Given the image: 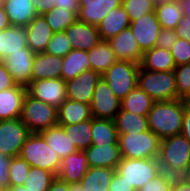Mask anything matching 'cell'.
<instances>
[{"instance_id": "1", "label": "cell", "mask_w": 190, "mask_h": 191, "mask_svg": "<svg viewBox=\"0 0 190 191\" xmlns=\"http://www.w3.org/2000/svg\"><path fill=\"white\" fill-rule=\"evenodd\" d=\"M189 104L183 99L155 101L147 114L149 130L160 139L181 134L183 114Z\"/></svg>"}, {"instance_id": "2", "label": "cell", "mask_w": 190, "mask_h": 191, "mask_svg": "<svg viewBox=\"0 0 190 191\" xmlns=\"http://www.w3.org/2000/svg\"><path fill=\"white\" fill-rule=\"evenodd\" d=\"M161 171L174 177L190 175V142L182 135L161 139L159 150Z\"/></svg>"}, {"instance_id": "3", "label": "cell", "mask_w": 190, "mask_h": 191, "mask_svg": "<svg viewBox=\"0 0 190 191\" xmlns=\"http://www.w3.org/2000/svg\"><path fill=\"white\" fill-rule=\"evenodd\" d=\"M137 86L154 101L177 99V86L174 70L157 72L139 68Z\"/></svg>"}, {"instance_id": "4", "label": "cell", "mask_w": 190, "mask_h": 191, "mask_svg": "<svg viewBox=\"0 0 190 191\" xmlns=\"http://www.w3.org/2000/svg\"><path fill=\"white\" fill-rule=\"evenodd\" d=\"M30 166L53 172L57 175L59 155L52 149L40 133H30L19 154Z\"/></svg>"}, {"instance_id": "5", "label": "cell", "mask_w": 190, "mask_h": 191, "mask_svg": "<svg viewBox=\"0 0 190 191\" xmlns=\"http://www.w3.org/2000/svg\"><path fill=\"white\" fill-rule=\"evenodd\" d=\"M58 109L25 94L20 119L31 133H40L58 125Z\"/></svg>"}, {"instance_id": "6", "label": "cell", "mask_w": 190, "mask_h": 191, "mask_svg": "<svg viewBox=\"0 0 190 191\" xmlns=\"http://www.w3.org/2000/svg\"><path fill=\"white\" fill-rule=\"evenodd\" d=\"M118 135V143L122 158H159L161 139L157 137L151 130L141 133Z\"/></svg>"}, {"instance_id": "7", "label": "cell", "mask_w": 190, "mask_h": 191, "mask_svg": "<svg viewBox=\"0 0 190 191\" xmlns=\"http://www.w3.org/2000/svg\"><path fill=\"white\" fill-rule=\"evenodd\" d=\"M116 172L137 191L161 172L158 159L122 158Z\"/></svg>"}, {"instance_id": "8", "label": "cell", "mask_w": 190, "mask_h": 191, "mask_svg": "<svg viewBox=\"0 0 190 191\" xmlns=\"http://www.w3.org/2000/svg\"><path fill=\"white\" fill-rule=\"evenodd\" d=\"M140 64L118 60L101 77L109 85L117 98L122 100L137 87Z\"/></svg>"}, {"instance_id": "9", "label": "cell", "mask_w": 190, "mask_h": 191, "mask_svg": "<svg viewBox=\"0 0 190 191\" xmlns=\"http://www.w3.org/2000/svg\"><path fill=\"white\" fill-rule=\"evenodd\" d=\"M30 133L20 118L0 120V154L9 158L19 156Z\"/></svg>"}, {"instance_id": "10", "label": "cell", "mask_w": 190, "mask_h": 191, "mask_svg": "<svg viewBox=\"0 0 190 191\" xmlns=\"http://www.w3.org/2000/svg\"><path fill=\"white\" fill-rule=\"evenodd\" d=\"M91 114L96 119L114 120L120 111V99L115 96L109 85L101 77L94 89L90 102Z\"/></svg>"}, {"instance_id": "11", "label": "cell", "mask_w": 190, "mask_h": 191, "mask_svg": "<svg viewBox=\"0 0 190 191\" xmlns=\"http://www.w3.org/2000/svg\"><path fill=\"white\" fill-rule=\"evenodd\" d=\"M27 93L57 109L67 99L66 83L62 78L32 81L27 86Z\"/></svg>"}, {"instance_id": "12", "label": "cell", "mask_w": 190, "mask_h": 191, "mask_svg": "<svg viewBox=\"0 0 190 191\" xmlns=\"http://www.w3.org/2000/svg\"><path fill=\"white\" fill-rule=\"evenodd\" d=\"M34 56L35 52L27 46L22 48L21 51L8 54L2 59V63L12 75L16 84L25 87L30 84Z\"/></svg>"}, {"instance_id": "13", "label": "cell", "mask_w": 190, "mask_h": 191, "mask_svg": "<svg viewBox=\"0 0 190 191\" xmlns=\"http://www.w3.org/2000/svg\"><path fill=\"white\" fill-rule=\"evenodd\" d=\"M129 27L143 53L156 46L161 25L155 11L143 15L138 20L131 21Z\"/></svg>"}, {"instance_id": "14", "label": "cell", "mask_w": 190, "mask_h": 191, "mask_svg": "<svg viewBox=\"0 0 190 191\" xmlns=\"http://www.w3.org/2000/svg\"><path fill=\"white\" fill-rule=\"evenodd\" d=\"M100 79L101 75L90 69L66 81L67 99L90 104L94 89Z\"/></svg>"}, {"instance_id": "15", "label": "cell", "mask_w": 190, "mask_h": 191, "mask_svg": "<svg viewBox=\"0 0 190 191\" xmlns=\"http://www.w3.org/2000/svg\"><path fill=\"white\" fill-rule=\"evenodd\" d=\"M107 42L118 60L131 61L137 64L141 63L143 52L130 27L108 39Z\"/></svg>"}, {"instance_id": "16", "label": "cell", "mask_w": 190, "mask_h": 191, "mask_svg": "<svg viewBox=\"0 0 190 191\" xmlns=\"http://www.w3.org/2000/svg\"><path fill=\"white\" fill-rule=\"evenodd\" d=\"M64 32L71 43L72 49L88 51L101 41L97 26L76 21Z\"/></svg>"}, {"instance_id": "17", "label": "cell", "mask_w": 190, "mask_h": 191, "mask_svg": "<svg viewBox=\"0 0 190 191\" xmlns=\"http://www.w3.org/2000/svg\"><path fill=\"white\" fill-rule=\"evenodd\" d=\"M88 168L86 153L83 150H77L61 159L56 177L67 184L79 183Z\"/></svg>"}, {"instance_id": "18", "label": "cell", "mask_w": 190, "mask_h": 191, "mask_svg": "<svg viewBox=\"0 0 190 191\" xmlns=\"http://www.w3.org/2000/svg\"><path fill=\"white\" fill-rule=\"evenodd\" d=\"M121 5L122 0H80L78 21L97 26L112 9Z\"/></svg>"}, {"instance_id": "19", "label": "cell", "mask_w": 190, "mask_h": 191, "mask_svg": "<svg viewBox=\"0 0 190 191\" xmlns=\"http://www.w3.org/2000/svg\"><path fill=\"white\" fill-rule=\"evenodd\" d=\"M27 87L16 84L0 91V120H12L21 117L22 104Z\"/></svg>"}, {"instance_id": "20", "label": "cell", "mask_w": 190, "mask_h": 191, "mask_svg": "<svg viewBox=\"0 0 190 191\" xmlns=\"http://www.w3.org/2000/svg\"><path fill=\"white\" fill-rule=\"evenodd\" d=\"M84 152L89 167L116 169L122 160L119 145H91Z\"/></svg>"}, {"instance_id": "21", "label": "cell", "mask_w": 190, "mask_h": 191, "mask_svg": "<svg viewBox=\"0 0 190 191\" xmlns=\"http://www.w3.org/2000/svg\"><path fill=\"white\" fill-rule=\"evenodd\" d=\"M63 58L46 54L45 52L35 53L32 67L31 82L42 79L61 78Z\"/></svg>"}, {"instance_id": "22", "label": "cell", "mask_w": 190, "mask_h": 191, "mask_svg": "<svg viewBox=\"0 0 190 191\" xmlns=\"http://www.w3.org/2000/svg\"><path fill=\"white\" fill-rule=\"evenodd\" d=\"M27 46L35 53L44 52L53 32L42 15H37L26 27Z\"/></svg>"}, {"instance_id": "23", "label": "cell", "mask_w": 190, "mask_h": 191, "mask_svg": "<svg viewBox=\"0 0 190 191\" xmlns=\"http://www.w3.org/2000/svg\"><path fill=\"white\" fill-rule=\"evenodd\" d=\"M130 26V19L123 6L112 9L97 25L101 40H108Z\"/></svg>"}, {"instance_id": "24", "label": "cell", "mask_w": 190, "mask_h": 191, "mask_svg": "<svg viewBox=\"0 0 190 191\" xmlns=\"http://www.w3.org/2000/svg\"><path fill=\"white\" fill-rule=\"evenodd\" d=\"M4 10L11 26L26 27L38 14L31 0H5Z\"/></svg>"}, {"instance_id": "25", "label": "cell", "mask_w": 190, "mask_h": 191, "mask_svg": "<svg viewBox=\"0 0 190 191\" xmlns=\"http://www.w3.org/2000/svg\"><path fill=\"white\" fill-rule=\"evenodd\" d=\"M58 125L77 124L91 120L90 104L66 99L58 108Z\"/></svg>"}, {"instance_id": "26", "label": "cell", "mask_w": 190, "mask_h": 191, "mask_svg": "<svg viewBox=\"0 0 190 191\" xmlns=\"http://www.w3.org/2000/svg\"><path fill=\"white\" fill-rule=\"evenodd\" d=\"M27 47L26 28L10 26L0 31V62L10 53Z\"/></svg>"}, {"instance_id": "27", "label": "cell", "mask_w": 190, "mask_h": 191, "mask_svg": "<svg viewBox=\"0 0 190 191\" xmlns=\"http://www.w3.org/2000/svg\"><path fill=\"white\" fill-rule=\"evenodd\" d=\"M41 136L44 138L48 146L52 148L60 159L65 158L69 154L77 151L75 145L71 142L64 129L60 125L50 127L42 132Z\"/></svg>"}, {"instance_id": "28", "label": "cell", "mask_w": 190, "mask_h": 191, "mask_svg": "<svg viewBox=\"0 0 190 191\" xmlns=\"http://www.w3.org/2000/svg\"><path fill=\"white\" fill-rule=\"evenodd\" d=\"M140 67L146 70L165 72L174 70L176 65L170 51L155 46L143 53Z\"/></svg>"}, {"instance_id": "29", "label": "cell", "mask_w": 190, "mask_h": 191, "mask_svg": "<svg viewBox=\"0 0 190 191\" xmlns=\"http://www.w3.org/2000/svg\"><path fill=\"white\" fill-rule=\"evenodd\" d=\"M116 169L89 167L80 183L84 191H108Z\"/></svg>"}, {"instance_id": "30", "label": "cell", "mask_w": 190, "mask_h": 191, "mask_svg": "<svg viewBox=\"0 0 190 191\" xmlns=\"http://www.w3.org/2000/svg\"><path fill=\"white\" fill-rule=\"evenodd\" d=\"M92 145H119L114 120L91 119Z\"/></svg>"}, {"instance_id": "31", "label": "cell", "mask_w": 190, "mask_h": 191, "mask_svg": "<svg viewBox=\"0 0 190 191\" xmlns=\"http://www.w3.org/2000/svg\"><path fill=\"white\" fill-rule=\"evenodd\" d=\"M90 69L103 75L107 69L118 61L114 51L106 40H101L99 43L88 50Z\"/></svg>"}, {"instance_id": "32", "label": "cell", "mask_w": 190, "mask_h": 191, "mask_svg": "<svg viewBox=\"0 0 190 191\" xmlns=\"http://www.w3.org/2000/svg\"><path fill=\"white\" fill-rule=\"evenodd\" d=\"M118 134H134L149 130L147 115L120 110L114 118Z\"/></svg>"}, {"instance_id": "33", "label": "cell", "mask_w": 190, "mask_h": 191, "mask_svg": "<svg viewBox=\"0 0 190 191\" xmlns=\"http://www.w3.org/2000/svg\"><path fill=\"white\" fill-rule=\"evenodd\" d=\"M61 78L66 82L80 73L90 70L88 51L72 49L62 61Z\"/></svg>"}, {"instance_id": "34", "label": "cell", "mask_w": 190, "mask_h": 191, "mask_svg": "<svg viewBox=\"0 0 190 191\" xmlns=\"http://www.w3.org/2000/svg\"><path fill=\"white\" fill-rule=\"evenodd\" d=\"M157 20L161 28L175 29L185 15L182 0H173L155 7Z\"/></svg>"}, {"instance_id": "35", "label": "cell", "mask_w": 190, "mask_h": 191, "mask_svg": "<svg viewBox=\"0 0 190 191\" xmlns=\"http://www.w3.org/2000/svg\"><path fill=\"white\" fill-rule=\"evenodd\" d=\"M154 100L138 86L126 97L120 100V110H127L139 115H147L151 110Z\"/></svg>"}, {"instance_id": "36", "label": "cell", "mask_w": 190, "mask_h": 191, "mask_svg": "<svg viewBox=\"0 0 190 191\" xmlns=\"http://www.w3.org/2000/svg\"><path fill=\"white\" fill-rule=\"evenodd\" d=\"M60 126H62L67 137H69L77 150L84 151L92 145L91 120Z\"/></svg>"}, {"instance_id": "37", "label": "cell", "mask_w": 190, "mask_h": 191, "mask_svg": "<svg viewBox=\"0 0 190 191\" xmlns=\"http://www.w3.org/2000/svg\"><path fill=\"white\" fill-rule=\"evenodd\" d=\"M49 24L53 33L63 32L71 24L78 20V11H68L60 7H54L51 11L42 15Z\"/></svg>"}, {"instance_id": "38", "label": "cell", "mask_w": 190, "mask_h": 191, "mask_svg": "<svg viewBox=\"0 0 190 191\" xmlns=\"http://www.w3.org/2000/svg\"><path fill=\"white\" fill-rule=\"evenodd\" d=\"M55 178L53 172L31 166L24 186L30 191H47Z\"/></svg>"}, {"instance_id": "39", "label": "cell", "mask_w": 190, "mask_h": 191, "mask_svg": "<svg viewBox=\"0 0 190 191\" xmlns=\"http://www.w3.org/2000/svg\"><path fill=\"white\" fill-rule=\"evenodd\" d=\"M30 167L31 166L20 156L10 158L7 171L8 186L24 185Z\"/></svg>"}, {"instance_id": "40", "label": "cell", "mask_w": 190, "mask_h": 191, "mask_svg": "<svg viewBox=\"0 0 190 191\" xmlns=\"http://www.w3.org/2000/svg\"><path fill=\"white\" fill-rule=\"evenodd\" d=\"M177 99L190 101V63L178 65L174 69Z\"/></svg>"}, {"instance_id": "41", "label": "cell", "mask_w": 190, "mask_h": 191, "mask_svg": "<svg viewBox=\"0 0 190 191\" xmlns=\"http://www.w3.org/2000/svg\"><path fill=\"white\" fill-rule=\"evenodd\" d=\"M122 6L126 10L130 22L155 11V6L151 0H122Z\"/></svg>"}, {"instance_id": "42", "label": "cell", "mask_w": 190, "mask_h": 191, "mask_svg": "<svg viewBox=\"0 0 190 191\" xmlns=\"http://www.w3.org/2000/svg\"><path fill=\"white\" fill-rule=\"evenodd\" d=\"M72 50L71 43L69 42L66 33L58 32L53 33L52 38L50 39L46 50V54H51L54 56L64 57Z\"/></svg>"}, {"instance_id": "43", "label": "cell", "mask_w": 190, "mask_h": 191, "mask_svg": "<svg viewBox=\"0 0 190 191\" xmlns=\"http://www.w3.org/2000/svg\"><path fill=\"white\" fill-rule=\"evenodd\" d=\"M175 177L161 171L137 191H171Z\"/></svg>"}, {"instance_id": "44", "label": "cell", "mask_w": 190, "mask_h": 191, "mask_svg": "<svg viewBox=\"0 0 190 191\" xmlns=\"http://www.w3.org/2000/svg\"><path fill=\"white\" fill-rule=\"evenodd\" d=\"M176 66L190 63V42L177 38L176 43L170 50Z\"/></svg>"}, {"instance_id": "45", "label": "cell", "mask_w": 190, "mask_h": 191, "mask_svg": "<svg viewBox=\"0 0 190 191\" xmlns=\"http://www.w3.org/2000/svg\"><path fill=\"white\" fill-rule=\"evenodd\" d=\"M177 38L178 37L175 33V29L161 28L156 46L158 48L167 49L170 51L173 45L176 43Z\"/></svg>"}, {"instance_id": "46", "label": "cell", "mask_w": 190, "mask_h": 191, "mask_svg": "<svg viewBox=\"0 0 190 191\" xmlns=\"http://www.w3.org/2000/svg\"><path fill=\"white\" fill-rule=\"evenodd\" d=\"M178 38L185 39L190 42V16L184 15L179 25L175 28Z\"/></svg>"}, {"instance_id": "47", "label": "cell", "mask_w": 190, "mask_h": 191, "mask_svg": "<svg viewBox=\"0 0 190 191\" xmlns=\"http://www.w3.org/2000/svg\"><path fill=\"white\" fill-rule=\"evenodd\" d=\"M108 191H136L132 185H129L121 176L115 172Z\"/></svg>"}, {"instance_id": "48", "label": "cell", "mask_w": 190, "mask_h": 191, "mask_svg": "<svg viewBox=\"0 0 190 191\" xmlns=\"http://www.w3.org/2000/svg\"><path fill=\"white\" fill-rule=\"evenodd\" d=\"M16 83L14 82L12 75L5 68L2 61L0 62V91L14 87Z\"/></svg>"}, {"instance_id": "49", "label": "cell", "mask_w": 190, "mask_h": 191, "mask_svg": "<svg viewBox=\"0 0 190 191\" xmlns=\"http://www.w3.org/2000/svg\"><path fill=\"white\" fill-rule=\"evenodd\" d=\"M10 158L0 154V189H6L8 186V165Z\"/></svg>"}, {"instance_id": "50", "label": "cell", "mask_w": 190, "mask_h": 191, "mask_svg": "<svg viewBox=\"0 0 190 191\" xmlns=\"http://www.w3.org/2000/svg\"><path fill=\"white\" fill-rule=\"evenodd\" d=\"M35 11L38 15H43L48 11H51L55 5L52 3V0H31Z\"/></svg>"}, {"instance_id": "51", "label": "cell", "mask_w": 190, "mask_h": 191, "mask_svg": "<svg viewBox=\"0 0 190 191\" xmlns=\"http://www.w3.org/2000/svg\"><path fill=\"white\" fill-rule=\"evenodd\" d=\"M171 191H190V177H175Z\"/></svg>"}, {"instance_id": "52", "label": "cell", "mask_w": 190, "mask_h": 191, "mask_svg": "<svg viewBox=\"0 0 190 191\" xmlns=\"http://www.w3.org/2000/svg\"><path fill=\"white\" fill-rule=\"evenodd\" d=\"M55 7L67 9L68 11H79L78 0H52Z\"/></svg>"}, {"instance_id": "53", "label": "cell", "mask_w": 190, "mask_h": 191, "mask_svg": "<svg viewBox=\"0 0 190 191\" xmlns=\"http://www.w3.org/2000/svg\"><path fill=\"white\" fill-rule=\"evenodd\" d=\"M181 134L190 142V104L185 108L183 114Z\"/></svg>"}, {"instance_id": "54", "label": "cell", "mask_w": 190, "mask_h": 191, "mask_svg": "<svg viewBox=\"0 0 190 191\" xmlns=\"http://www.w3.org/2000/svg\"><path fill=\"white\" fill-rule=\"evenodd\" d=\"M47 191H69V184L56 177Z\"/></svg>"}, {"instance_id": "55", "label": "cell", "mask_w": 190, "mask_h": 191, "mask_svg": "<svg viewBox=\"0 0 190 191\" xmlns=\"http://www.w3.org/2000/svg\"><path fill=\"white\" fill-rule=\"evenodd\" d=\"M10 26L11 24L9 22L8 16L5 13L4 8H0V31Z\"/></svg>"}, {"instance_id": "56", "label": "cell", "mask_w": 190, "mask_h": 191, "mask_svg": "<svg viewBox=\"0 0 190 191\" xmlns=\"http://www.w3.org/2000/svg\"><path fill=\"white\" fill-rule=\"evenodd\" d=\"M5 191H30L24 185L21 186H7Z\"/></svg>"}, {"instance_id": "57", "label": "cell", "mask_w": 190, "mask_h": 191, "mask_svg": "<svg viewBox=\"0 0 190 191\" xmlns=\"http://www.w3.org/2000/svg\"><path fill=\"white\" fill-rule=\"evenodd\" d=\"M69 191H84V187L81 183H71L69 184Z\"/></svg>"}, {"instance_id": "58", "label": "cell", "mask_w": 190, "mask_h": 191, "mask_svg": "<svg viewBox=\"0 0 190 191\" xmlns=\"http://www.w3.org/2000/svg\"><path fill=\"white\" fill-rule=\"evenodd\" d=\"M182 3L185 14L190 16V0H182Z\"/></svg>"}, {"instance_id": "59", "label": "cell", "mask_w": 190, "mask_h": 191, "mask_svg": "<svg viewBox=\"0 0 190 191\" xmlns=\"http://www.w3.org/2000/svg\"><path fill=\"white\" fill-rule=\"evenodd\" d=\"M154 4V6H158V5H162V4H165V3H169L173 0H151Z\"/></svg>"}, {"instance_id": "60", "label": "cell", "mask_w": 190, "mask_h": 191, "mask_svg": "<svg viewBox=\"0 0 190 191\" xmlns=\"http://www.w3.org/2000/svg\"><path fill=\"white\" fill-rule=\"evenodd\" d=\"M5 0H0V8H4Z\"/></svg>"}]
</instances>
